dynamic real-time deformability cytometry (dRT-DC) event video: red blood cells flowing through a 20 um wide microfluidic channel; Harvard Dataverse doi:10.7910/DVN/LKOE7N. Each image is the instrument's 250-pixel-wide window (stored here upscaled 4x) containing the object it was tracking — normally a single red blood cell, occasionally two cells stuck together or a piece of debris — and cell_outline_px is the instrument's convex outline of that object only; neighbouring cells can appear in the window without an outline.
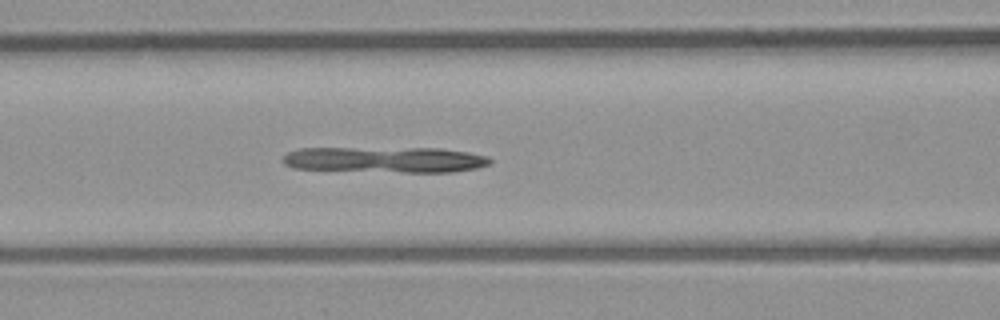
{"species": "common noctule bat (a hibernating species)", "species_latin": "Nyctalus noctula", "temperature_condition": "room temperature", "stored_images_in_passage": 51, "camera_frame_rate_fps": 3000, "um_per_image_px": 0.085, "animal": {"sex": "male", "body_mass_g": 23.1, "forearm_length_mm": 52.7}, "frame": {"image": 1, "passage_image": 21, "time_ms": 6.667, "image_size_px": [1000, 320], "cell_outline_px": [[492, 160], [488, 164], [476, 168], [452, 172], [404, 172], [296, 168], [284, 164], [284, 156], [288, 152], [300, 148], [440, 148], [468, 152], [488, 156]], "centroid_in_image_um": [32.79, 13.56], "position_along_channel_um": 133.8, "area_um2": 30.92}}
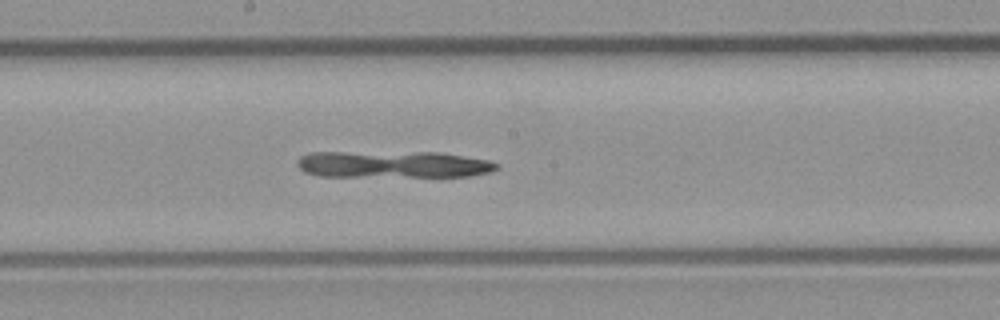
{"frame": {"image": 2, "passage_image": 27, "time_ms": 8.667, "image_size_px": [1000, 320], "cell_outline_px": [[500, 164], [492, 172], [472, 176], [320, 176], [304, 172], [296, 164], [296, 160], [300, 156], [308, 152], [436, 152], [488, 160]], "centroid_in_image_um": [33.37, 13.97], "position_along_channel_um": 214.8, "area_um2": 31.27}}
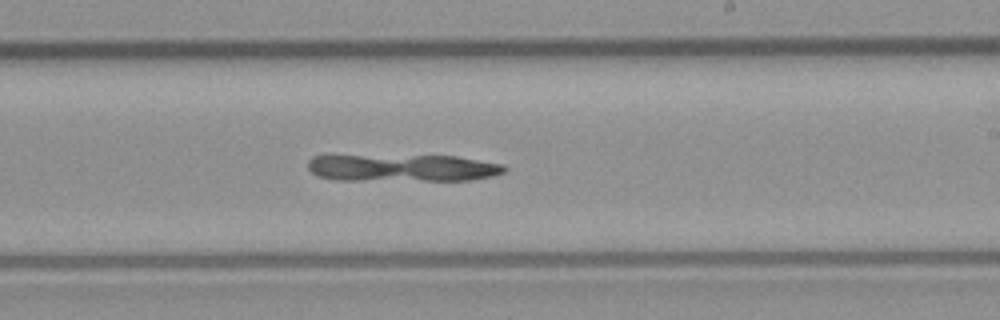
{"frame": {"image": 3, "passage_image": 30, "time_ms": 9.667, "image_size_px": [1000, 320], "cell_outline_px": [[508, 168], [504, 172], [492, 176], [472, 180], [336, 180], [320, 176], [312, 172], [308, 168], [308, 160], [312, 156], [456, 156], [504, 164]], "centroid_in_image_um": [34.26, 14.28], "position_along_channel_um": 254.7, "area_um2": 30.98}}